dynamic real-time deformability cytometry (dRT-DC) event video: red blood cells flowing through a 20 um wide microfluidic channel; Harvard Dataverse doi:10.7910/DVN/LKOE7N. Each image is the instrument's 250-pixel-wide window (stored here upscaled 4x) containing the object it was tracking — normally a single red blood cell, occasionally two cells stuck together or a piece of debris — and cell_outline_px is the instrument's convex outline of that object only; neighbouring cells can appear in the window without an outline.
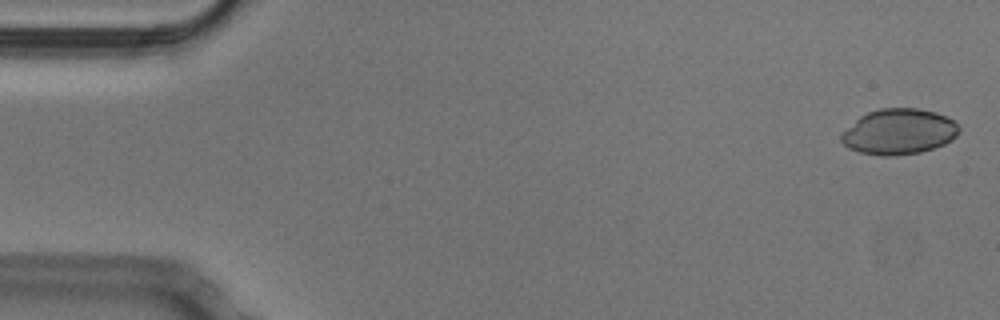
{"species": "Egyptian fruit bat (a non-hibernating species)", "species_latin": "Rousettus aegyptiacus", "temperature_condition": "cold", "stored_images_in_passage": 52, "camera_frame_rate_fps": 3000, "um_per_image_px": 0.085, "animal": {"sex": "male"}, "frame": {"image": 1, "passage_image": 2, "time_ms": 0.333, "image_size_px": [1000, 320], "cell_outline_px": [[960, 132], [952, 140], [944, 144], [920, 152], [896, 156], [880, 156], [860, 152], [848, 148], [840, 140], [840, 136], [860, 116], [868, 112], [880, 108], [916, 108], [936, 112], [960, 124]], "centroid_in_image_um": [76.43, 11.2], "position_along_channel_um": 8.6, "area_um2": 31.27}}
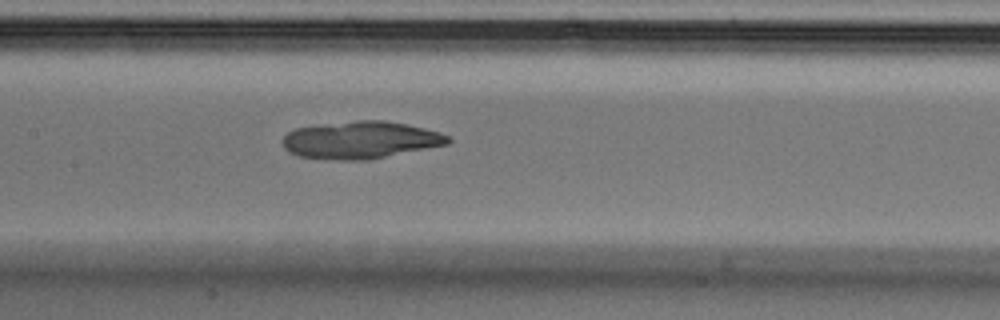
{"frame": {"image": 2, "passage_image": 25, "time_ms": 8.0, "image_size_px": [1000, 320], "cell_outline_px": [[452, 140], [448, 144], [368, 160], [336, 160], [296, 156], [288, 152], [284, 148], [280, 140], [288, 132], [296, 128], [324, 124], [356, 120], [384, 120], [408, 124], [440, 132], [448, 136]], "centroid_in_image_um": [30.62, 11.9], "position_along_channel_um": 176.8, "area_um2": 36.18}}
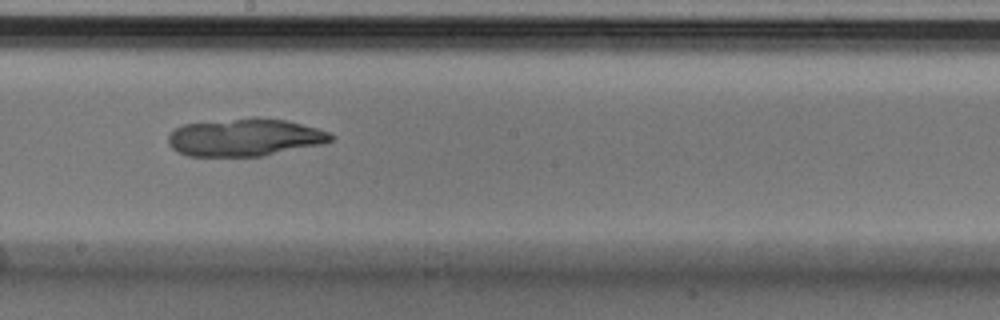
{"frame": {"image": 3, "passage_image": 29, "time_ms": 9.333, "image_size_px": [1000, 320], "cell_outline_px": [[336, 136], [332, 140], [324, 144], [264, 156], [188, 156], [172, 148], [168, 144], [168, 136], [176, 128], [184, 124], [252, 116], [256, 116], [288, 120], [316, 128], [328, 132]], "centroid_in_image_um": [20.85, 11.67], "position_along_channel_um": 227.3, "area_um2": 36.07}}